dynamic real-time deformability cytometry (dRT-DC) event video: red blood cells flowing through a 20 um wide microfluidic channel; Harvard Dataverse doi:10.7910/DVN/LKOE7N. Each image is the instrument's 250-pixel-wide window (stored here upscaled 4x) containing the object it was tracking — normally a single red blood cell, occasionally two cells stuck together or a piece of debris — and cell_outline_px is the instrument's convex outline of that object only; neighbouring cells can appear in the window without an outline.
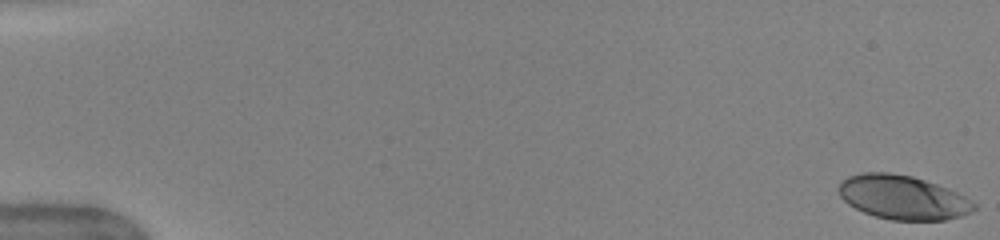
{"species": "human", "species_latin": "Homo sapiens", "temperature_condition": "warm", "stored_images_in_passage": 51, "camera_frame_rate_fps": 3000, "um_per_image_px": 0.085, "donor": {"sex": "female"}, "frame": {"image": 1, "passage_image": 1, "time_ms": 0.0, "image_size_px": [1000, 240], "cell_outline_px": [[976, 208], [972, 212], [960, 216], [944, 220], [892, 220], [876, 216], [864, 212], [848, 204], [840, 196], [836, 188], [840, 180], [848, 176], [864, 172], [888, 172], [912, 176], [948, 188], [964, 196], [976, 204]], "centroid_in_image_um": [76.7, 16.77], "position_along_channel_um": 8.3, "area_um2": 34.8}}
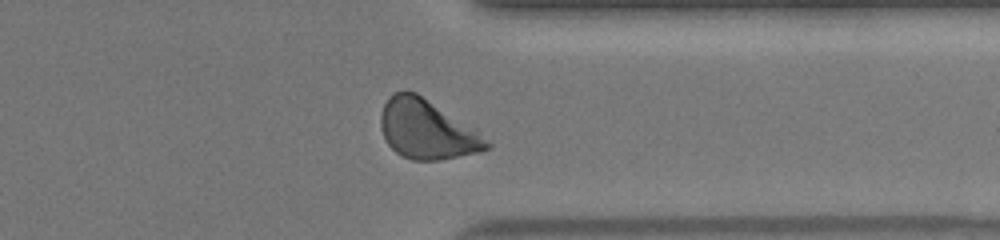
{"frame": {"image": 2, "passage_image": 41, "time_ms": 13.333, "image_size_px": [1000, 240], "cell_outline_px": [[492, 148], [480, 152], [436, 160], [412, 160], [396, 152], [388, 144], [380, 128], [380, 116], [384, 104], [388, 96], [404, 88], [408, 88], [416, 92], [476, 128], [492, 144]], "centroid_in_image_um": [36.3, 10.97], "position_along_channel_um": 375.1, "area_um2": 36.93}}
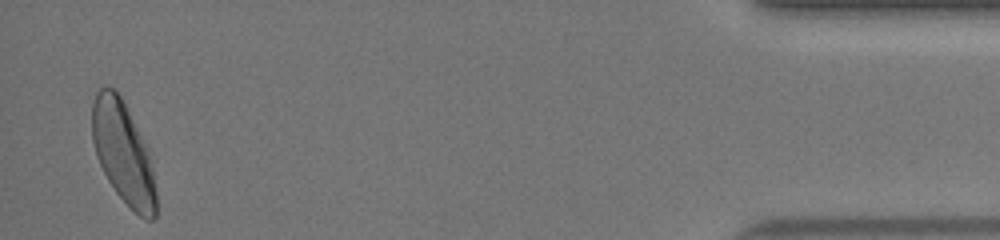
{"frame": {"image": 3, "passage_image": 50, "time_ms": 16.333, "image_size_px": [1000, 240], "cell_outline_px": [[156, 216], [152, 220], [144, 220], [116, 192], [108, 180], [96, 156], [92, 140], [92, 104], [96, 92], [104, 84], [112, 88], [120, 96], [148, 152], [152, 168], [156, 192]], "centroid_in_image_um": [10.44, 13.0], "position_along_channel_um": 424.8, "area_um2": 37.17}, "authors_computed_cell_mechanics": {"area_um2": 35.9516, "velocity_mm_per_s": 4.0385, "shape_relaxation_time_tau1_ms": 2.6821, "shape_relaxation_time_tau2_ms": 0.8035, "deformation_change_tau1": 0.1707, "deformation_change_tau2": 0.046}}